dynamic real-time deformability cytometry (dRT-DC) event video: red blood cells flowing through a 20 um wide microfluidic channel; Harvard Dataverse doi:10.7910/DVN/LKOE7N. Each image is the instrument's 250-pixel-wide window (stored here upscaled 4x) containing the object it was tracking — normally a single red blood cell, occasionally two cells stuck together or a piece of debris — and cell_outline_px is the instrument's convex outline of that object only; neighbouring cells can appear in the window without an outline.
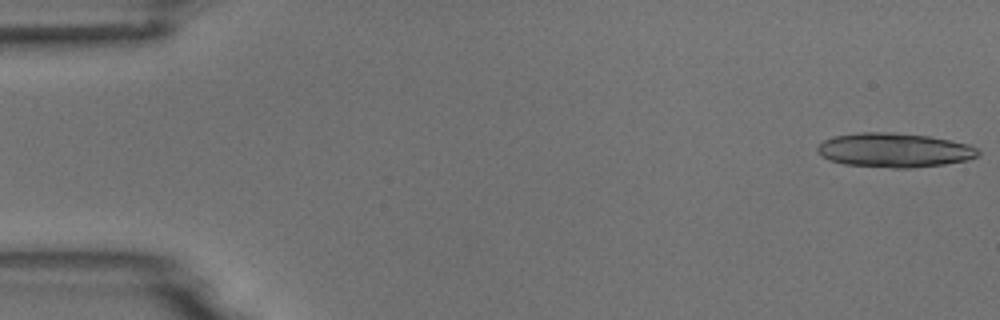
{"species": "common noctule bat (a hibernating species)", "species_latin": "Nyctalus noctula", "temperature_condition": "room temperature", "stored_images_in_passage": 19, "camera_frame_rate_fps": 3000, "um_per_image_px": 0.085, "animal": {"sex": "male", "body_mass_g": 18.8}, "frame": {"image": 1, "passage_image": 1, "time_ms": 0.0, "image_size_px": [1000, 320], "cell_outline_px": [[980, 152], [976, 156], [968, 160], [944, 164], [908, 168], [892, 168], [844, 164], [828, 160], [816, 152], [816, 148], [824, 140], [836, 136], [860, 132], [896, 132], [928, 136], [968, 144], [976, 148]], "centroid_in_image_um": [75.98, 12.76], "position_along_channel_um": 9.0, "area_um2": 32.02}}